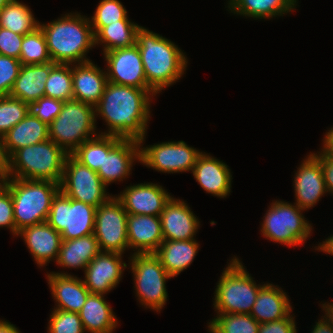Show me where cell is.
I'll use <instances>...</instances> for the list:
<instances>
[{"label":"cell","mask_w":333,"mask_h":333,"mask_svg":"<svg viewBox=\"0 0 333 333\" xmlns=\"http://www.w3.org/2000/svg\"><path fill=\"white\" fill-rule=\"evenodd\" d=\"M157 94L151 88H136L108 82L94 106L95 118L101 116L107 126L102 135L133 139L144 145L152 100Z\"/></svg>","instance_id":"6da1fadb"},{"label":"cell","mask_w":333,"mask_h":333,"mask_svg":"<svg viewBox=\"0 0 333 333\" xmlns=\"http://www.w3.org/2000/svg\"><path fill=\"white\" fill-rule=\"evenodd\" d=\"M147 85L156 93L176 83L188 66L186 54L171 40L141 26L136 33Z\"/></svg>","instance_id":"7a4b0ae2"},{"label":"cell","mask_w":333,"mask_h":333,"mask_svg":"<svg viewBox=\"0 0 333 333\" xmlns=\"http://www.w3.org/2000/svg\"><path fill=\"white\" fill-rule=\"evenodd\" d=\"M52 62L77 64L90 61L87 53L95 47L90 18L81 13H67L49 23L39 22Z\"/></svg>","instance_id":"3957f363"},{"label":"cell","mask_w":333,"mask_h":333,"mask_svg":"<svg viewBox=\"0 0 333 333\" xmlns=\"http://www.w3.org/2000/svg\"><path fill=\"white\" fill-rule=\"evenodd\" d=\"M68 154L51 139L16 150L7 160L8 177L61 182Z\"/></svg>","instance_id":"277c9868"},{"label":"cell","mask_w":333,"mask_h":333,"mask_svg":"<svg viewBox=\"0 0 333 333\" xmlns=\"http://www.w3.org/2000/svg\"><path fill=\"white\" fill-rule=\"evenodd\" d=\"M12 196L15 236L27 226L46 222L60 184L53 181L9 177L6 186Z\"/></svg>","instance_id":"5b68a950"},{"label":"cell","mask_w":333,"mask_h":333,"mask_svg":"<svg viewBox=\"0 0 333 333\" xmlns=\"http://www.w3.org/2000/svg\"><path fill=\"white\" fill-rule=\"evenodd\" d=\"M223 269L214 292L217 314H250L262 284H256L242 261L234 255Z\"/></svg>","instance_id":"8992f818"},{"label":"cell","mask_w":333,"mask_h":333,"mask_svg":"<svg viewBox=\"0 0 333 333\" xmlns=\"http://www.w3.org/2000/svg\"><path fill=\"white\" fill-rule=\"evenodd\" d=\"M94 106L72 99L64 102L59 115L48 125L49 139L71 155L86 140L96 137Z\"/></svg>","instance_id":"52a82bcc"},{"label":"cell","mask_w":333,"mask_h":333,"mask_svg":"<svg viewBox=\"0 0 333 333\" xmlns=\"http://www.w3.org/2000/svg\"><path fill=\"white\" fill-rule=\"evenodd\" d=\"M269 206L260 224L262 236L289 247L303 245L313 233L302 213L305 210L283 200H273Z\"/></svg>","instance_id":"ba28073f"},{"label":"cell","mask_w":333,"mask_h":333,"mask_svg":"<svg viewBox=\"0 0 333 333\" xmlns=\"http://www.w3.org/2000/svg\"><path fill=\"white\" fill-rule=\"evenodd\" d=\"M129 259L137 300L145 308L160 312L168 298L166 281L172 277L155 253H131Z\"/></svg>","instance_id":"9c48e42d"},{"label":"cell","mask_w":333,"mask_h":333,"mask_svg":"<svg viewBox=\"0 0 333 333\" xmlns=\"http://www.w3.org/2000/svg\"><path fill=\"white\" fill-rule=\"evenodd\" d=\"M96 209L59 191L52 200L46 222L61 234L62 240L80 238L94 234Z\"/></svg>","instance_id":"30bf717a"},{"label":"cell","mask_w":333,"mask_h":333,"mask_svg":"<svg viewBox=\"0 0 333 333\" xmlns=\"http://www.w3.org/2000/svg\"><path fill=\"white\" fill-rule=\"evenodd\" d=\"M106 190L107 186L96 171L82 165L72 155L67 156L60 182L62 193L71 199L82 201L97 208L113 196Z\"/></svg>","instance_id":"8fae6325"},{"label":"cell","mask_w":333,"mask_h":333,"mask_svg":"<svg viewBox=\"0 0 333 333\" xmlns=\"http://www.w3.org/2000/svg\"><path fill=\"white\" fill-rule=\"evenodd\" d=\"M127 216V211L114 195L97 207L94 236L101 251L124 254L129 250Z\"/></svg>","instance_id":"7c38bea8"},{"label":"cell","mask_w":333,"mask_h":333,"mask_svg":"<svg viewBox=\"0 0 333 333\" xmlns=\"http://www.w3.org/2000/svg\"><path fill=\"white\" fill-rule=\"evenodd\" d=\"M203 151L188 146L184 141H167L140 146V163L164 173L191 172Z\"/></svg>","instance_id":"4fadbf2b"},{"label":"cell","mask_w":333,"mask_h":333,"mask_svg":"<svg viewBox=\"0 0 333 333\" xmlns=\"http://www.w3.org/2000/svg\"><path fill=\"white\" fill-rule=\"evenodd\" d=\"M136 161L140 163L139 141L104 135V161L97 174L107 187L129 178Z\"/></svg>","instance_id":"5bb4252c"},{"label":"cell","mask_w":333,"mask_h":333,"mask_svg":"<svg viewBox=\"0 0 333 333\" xmlns=\"http://www.w3.org/2000/svg\"><path fill=\"white\" fill-rule=\"evenodd\" d=\"M108 82L136 88H150L136 44L103 53Z\"/></svg>","instance_id":"9a60e30c"},{"label":"cell","mask_w":333,"mask_h":333,"mask_svg":"<svg viewBox=\"0 0 333 333\" xmlns=\"http://www.w3.org/2000/svg\"><path fill=\"white\" fill-rule=\"evenodd\" d=\"M122 255L117 252L100 251L86 266L83 282L90 293L106 295L118 286L124 269L128 267Z\"/></svg>","instance_id":"2e32d148"},{"label":"cell","mask_w":333,"mask_h":333,"mask_svg":"<svg viewBox=\"0 0 333 333\" xmlns=\"http://www.w3.org/2000/svg\"><path fill=\"white\" fill-rule=\"evenodd\" d=\"M157 183H140L126 186L115 197L121 202L127 214L160 216L172 195Z\"/></svg>","instance_id":"e0dca14e"},{"label":"cell","mask_w":333,"mask_h":333,"mask_svg":"<svg viewBox=\"0 0 333 333\" xmlns=\"http://www.w3.org/2000/svg\"><path fill=\"white\" fill-rule=\"evenodd\" d=\"M294 175L295 204L304 210L316 205L327 192L320 161L310 152Z\"/></svg>","instance_id":"ac0fdd59"},{"label":"cell","mask_w":333,"mask_h":333,"mask_svg":"<svg viewBox=\"0 0 333 333\" xmlns=\"http://www.w3.org/2000/svg\"><path fill=\"white\" fill-rule=\"evenodd\" d=\"M164 240L195 239L200 226L198 217L187 203L171 197L160 214Z\"/></svg>","instance_id":"d6986e66"},{"label":"cell","mask_w":333,"mask_h":333,"mask_svg":"<svg viewBox=\"0 0 333 333\" xmlns=\"http://www.w3.org/2000/svg\"><path fill=\"white\" fill-rule=\"evenodd\" d=\"M27 245L35 263L41 268L47 263L56 261L62 244V236L47 222H42L32 226H27L18 231Z\"/></svg>","instance_id":"ffe728a7"},{"label":"cell","mask_w":333,"mask_h":333,"mask_svg":"<svg viewBox=\"0 0 333 333\" xmlns=\"http://www.w3.org/2000/svg\"><path fill=\"white\" fill-rule=\"evenodd\" d=\"M192 175L206 193L220 198L229 196L232 174L223 161L202 152L196 160Z\"/></svg>","instance_id":"44dd1931"},{"label":"cell","mask_w":333,"mask_h":333,"mask_svg":"<svg viewBox=\"0 0 333 333\" xmlns=\"http://www.w3.org/2000/svg\"><path fill=\"white\" fill-rule=\"evenodd\" d=\"M46 277L56 302L53 309L79 313L90 294L83 280L63 271L49 272Z\"/></svg>","instance_id":"7402d4cb"},{"label":"cell","mask_w":333,"mask_h":333,"mask_svg":"<svg viewBox=\"0 0 333 333\" xmlns=\"http://www.w3.org/2000/svg\"><path fill=\"white\" fill-rule=\"evenodd\" d=\"M127 237L133 254L155 253L164 241L160 216L128 214Z\"/></svg>","instance_id":"603a6c76"},{"label":"cell","mask_w":333,"mask_h":333,"mask_svg":"<svg viewBox=\"0 0 333 333\" xmlns=\"http://www.w3.org/2000/svg\"><path fill=\"white\" fill-rule=\"evenodd\" d=\"M73 99L95 106L108 83L107 73L92 60L72 64Z\"/></svg>","instance_id":"cb8c5ba5"},{"label":"cell","mask_w":333,"mask_h":333,"mask_svg":"<svg viewBox=\"0 0 333 333\" xmlns=\"http://www.w3.org/2000/svg\"><path fill=\"white\" fill-rule=\"evenodd\" d=\"M290 301L279 285L263 283L250 315L260 324L281 320L293 313Z\"/></svg>","instance_id":"d4e9b609"},{"label":"cell","mask_w":333,"mask_h":333,"mask_svg":"<svg viewBox=\"0 0 333 333\" xmlns=\"http://www.w3.org/2000/svg\"><path fill=\"white\" fill-rule=\"evenodd\" d=\"M55 65L54 62L22 65L9 96L20 99L27 104L43 97L45 82Z\"/></svg>","instance_id":"484cf974"},{"label":"cell","mask_w":333,"mask_h":333,"mask_svg":"<svg viewBox=\"0 0 333 333\" xmlns=\"http://www.w3.org/2000/svg\"><path fill=\"white\" fill-rule=\"evenodd\" d=\"M49 139L48 125L29 114L3 136V149L7 159L18 149Z\"/></svg>","instance_id":"4316f807"},{"label":"cell","mask_w":333,"mask_h":333,"mask_svg":"<svg viewBox=\"0 0 333 333\" xmlns=\"http://www.w3.org/2000/svg\"><path fill=\"white\" fill-rule=\"evenodd\" d=\"M104 294L90 293L79 312L85 332L113 333L118 327V319Z\"/></svg>","instance_id":"83f0119b"},{"label":"cell","mask_w":333,"mask_h":333,"mask_svg":"<svg viewBox=\"0 0 333 333\" xmlns=\"http://www.w3.org/2000/svg\"><path fill=\"white\" fill-rule=\"evenodd\" d=\"M199 246L195 239L164 240L155 254L160 259L164 269L173 278L193 263Z\"/></svg>","instance_id":"f1b7e54d"},{"label":"cell","mask_w":333,"mask_h":333,"mask_svg":"<svg viewBox=\"0 0 333 333\" xmlns=\"http://www.w3.org/2000/svg\"><path fill=\"white\" fill-rule=\"evenodd\" d=\"M100 247L94 234L62 240L56 264L62 268L82 269L97 256Z\"/></svg>","instance_id":"f546056e"},{"label":"cell","mask_w":333,"mask_h":333,"mask_svg":"<svg viewBox=\"0 0 333 333\" xmlns=\"http://www.w3.org/2000/svg\"><path fill=\"white\" fill-rule=\"evenodd\" d=\"M227 11L255 20L272 19L296 10V0H228Z\"/></svg>","instance_id":"4dcf8cb0"},{"label":"cell","mask_w":333,"mask_h":333,"mask_svg":"<svg viewBox=\"0 0 333 333\" xmlns=\"http://www.w3.org/2000/svg\"><path fill=\"white\" fill-rule=\"evenodd\" d=\"M141 27L131 20H120L118 23L104 26L95 35V46L103 45V53L136 44V33Z\"/></svg>","instance_id":"1f68e13d"},{"label":"cell","mask_w":333,"mask_h":333,"mask_svg":"<svg viewBox=\"0 0 333 333\" xmlns=\"http://www.w3.org/2000/svg\"><path fill=\"white\" fill-rule=\"evenodd\" d=\"M0 27L26 35L39 27L30 7L19 0H10L0 10Z\"/></svg>","instance_id":"d6a6232c"},{"label":"cell","mask_w":333,"mask_h":333,"mask_svg":"<svg viewBox=\"0 0 333 333\" xmlns=\"http://www.w3.org/2000/svg\"><path fill=\"white\" fill-rule=\"evenodd\" d=\"M259 322L250 314H217L208 322L210 333H258Z\"/></svg>","instance_id":"836d02e7"},{"label":"cell","mask_w":333,"mask_h":333,"mask_svg":"<svg viewBox=\"0 0 333 333\" xmlns=\"http://www.w3.org/2000/svg\"><path fill=\"white\" fill-rule=\"evenodd\" d=\"M44 96L64 102L73 99L72 64H56L51 69Z\"/></svg>","instance_id":"e575fe53"},{"label":"cell","mask_w":333,"mask_h":333,"mask_svg":"<svg viewBox=\"0 0 333 333\" xmlns=\"http://www.w3.org/2000/svg\"><path fill=\"white\" fill-rule=\"evenodd\" d=\"M19 60L22 65H37L52 62L46 37L40 26L24 35Z\"/></svg>","instance_id":"d590c367"},{"label":"cell","mask_w":333,"mask_h":333,"mask_svg":"<svg viewBox=\"0 0 333 333\" xmlns=\"http://www.w3.org/2000/svg\"><path fill=\"white\" fill-rule=\"evenodd\" d=\"M128 12L119 0H100L94 15L90 19L94 36L109 24L120 20H130Z\"/></svg>","instance_id":"8d00e7d4"},{"label":"cell","mask_w":333,"mask_h":333,"mask_svg":"<svg viewBox=\"0 0 333 333\" xmlns=\"http://www.w3.org/2000/svg\"><path fill=\"white\" fill-rule=\"evenodd\" d=\"M28 114V105L20 99L0 96V136H4L13 126Z\"/></svg>","instance_id":"74e56055"},{"label":"cell","mask_w":333,"mask_h":333,"mask_svg":"<svg viewBox=\"0 0 333 333\" xmlns=\"http://www.w3.org/2000/svg\"><path fill=\"white\" fill-rule=\"evenodd\" d=\"M71 155L82 165L98 172L104 161V135L86 140Z\"/></svg>","instance_id":"f35d334b"},{"label":"cell","mask_w":333,"mask_h":333,"mask_svg":"<svg viewBox=\"0 0 333 333\" xmlns=\"http://www.w3.org/2000/svg\"><path fill=\"white\" fill-rule=\"evenodd\" d=\"M48 333H84L79 313L53 309L48 322Z\"/></svg>","instance_id":"ab89813d"},{"label":"cell","mask_w":333,"mask_h":333,"mask_svg":"<svg viewBox=\"0 0 333 333\" xmlns=\"http://www.w3.org/2000/svg\"><path fill=\"white\" fill-rule=\"evenodd\" d=\"M64 101L43 96L40 99L29 102L28 114L35 116L49 125L61 112Z\"/></svg>","instance_id":"60d3db41"},{"label":"cell","mask_w":333,"mask_h":333,"mask_svg":"<svg viewBox=\"0 0 333 333\" xmlns=\"http://www.w3.org/2000/svg\"><path fill=\"white\" fill-rule=\"evenodd\" d=\"M21 66L19 59L0 55V96H9Z\"/></svg>","instance_id":"b9f144b4"},{"label":"cell","mask_w":333,"mask_h":333,"mask_svg":"<svg viewBox=\"0 0 333 333\" xmlns=\"http://www.w3.org/2000/svg\"><path fill=\"white\" fill-rule=\"evenodd\" d=\"M23 38L24 35L0 27V55L19 59Z\"/></svg>","instance_id":"7bdbcfd3"},{"label":"cell","mask_w":333,"mask_h":333,"mask_svg":"<svg viewBox=\"0 0 333 333\" xmlns=\"http://www.w3.org/2000/svg\"><path fill=\"white\" fill-rule=\"evenodd\" d=\"M3 227L10 229L12 235L15 236L13 202L7 187L0 193V228Z\"/></svg>","instance_id":"ee69618b"},{"label":"cell","mask_w":333,"mask_h":333,"mask_svg":"<svg viewBox=\"0 0 333 333\" xmlns=\"http://www.w3.org/2000/svg\"><path fill=\"white\" fill-rule=\"evenodd\" d=\"M295 317L290 313L287 317L259 324L258 333H297Z\"/></svg>","instance_id":"f6af8a7d"},{"label":"cell","mask_w":333,"mask_h":333,"mask_svg":"<svg viewBox=\"0 0 333 333\" xmlns=\"http://www.w3.org/2000/svg\"><path fill=\"white\" fill-rule=\"evenodd\" d=\"M312 154L320 161L327 193L333 195V156L324 154L321 151L317 153L312 152Z\"/></svg>","instance_id":"bcb514c9"},{"label":"cell","mask_w":333,"mask_h":333,"mask_svg":"<svg viewBox=\"0 0 333 333\" xmlns=\"http://www.w3.org/2000/svg\"><path fill=\"white\" fill-rule=\"evenodd\" d=\"M325 133V137L322 139L323 147L321 148V152L333 156V127Z\"/></svg>","instance_id":"7dc6e473"},{"label":"cell","mask_w":333,"mask_h":333,"mask_svg":"<svg viewBox=\"0 0 333 333\" xmlns=\"http://www.w3.org/2000/svg\"><path fill=\"white\" fill-rule=\"evenodd\" d=\"M311 333H333V328L322 315V319L315 323Z\"/></svg>","instance_id":"c3c4849f"},{"label":"cell","mask_w":333,"mask_h":333,"mask_svg":"<svg viewBox=\"0 0 333 333\" xmlns=\"http://www.w3.org/2000/svg\"><path fill=\"white\" fill-rule=\"evenodd\" d=\"M314 249L318 252L321 251L326 254L333 255V235L325 239V241L320 242L318 246H315Z\"/></svg>","instance_id":"681fc988"},{"label":"cell","mask_w":333,"mask_h":333,"mask_svg":"<svg viewBox=\"0 0 333 333\" xmlns=\"http://www.w3.org/2000/svg\"><path fill=\"white\" fill-rule=\"evenodd\" d=\"M321 307L323 309L322 311L325 312L323 317L333 328V303L325 302L321 304Z\"/></svg>","instance_id":"f907efd6"},{"label":"cell","mask_w":333,"mask_h":333,"mask_svg":"<svg viewBox=\"0 0 333 333\" xmlns=\"http://www.w3.org/2000/svg\"><path fill=\"white\" fill-rule=\"evenodd\" d=\"M0 333H21L19 329L11 322L0 319Z\"/></svg>","instance_id":"816d5d0a"},{"label":"cell","mask_w":333,"mask_h":333,"mask_svg":"<svg viewBox=\"0 0 333 333\" xmlns=\"http://www.w3.org/2000/svg\"><path fill=\"white\" fill-rule=\"evenodd\" d=\"M7 157L3 149V137L0 136V169H6Z\"/></svg>","instance_id":"f5cc1de1"},{"label":"cell","mask_w":333,"mask_h":333,"mask_svg":"<svg viewBox=\"0 0 333 333\" xmlns=\"http://www.w3.org/2000/svg\"><path fill=\"white\" fill-rule=\"evenodd\" d=\"M8 175L5 169H0V193L6 188Z\"/></svg>","instance_id":"db71d44e"},{"label":"cell","mask_w":333,"mask_h":333,"mask_svg":"<svg viewBox=\"0 0 333 333\" xmlns=\"http://www.w3.org/2000/svg\"><path fill=\"white\" fill-rule=\"evenodd\" d=\"M10 0H0V10L9 2Z\"/></svg>","instance_id":"11a10c76"}]
</instances>
